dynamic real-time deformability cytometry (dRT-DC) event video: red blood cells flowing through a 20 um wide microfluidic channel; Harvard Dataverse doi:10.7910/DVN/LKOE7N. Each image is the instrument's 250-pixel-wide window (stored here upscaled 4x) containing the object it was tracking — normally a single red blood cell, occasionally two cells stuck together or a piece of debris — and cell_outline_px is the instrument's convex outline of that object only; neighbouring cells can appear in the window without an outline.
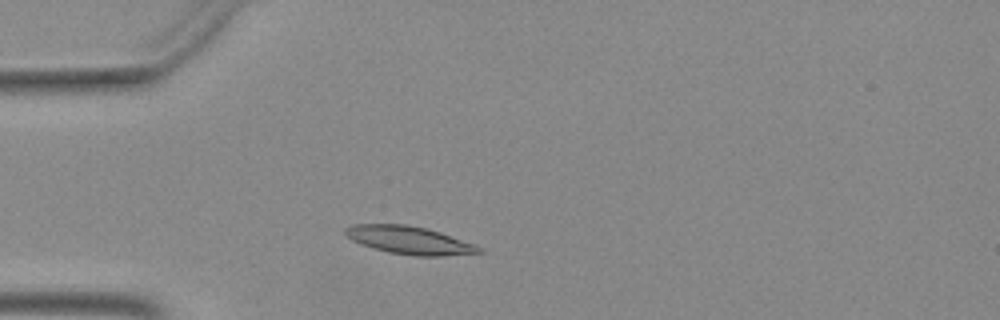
{"species": "Egyptian fruit bat (a non-hibernating species)", "species_latin": "Rousettus aegyptiacus", "temperature_condition": "warm", "stored_images_in_passage": 44, "camera_frame_rate_fps": 3000, "um_per_image_px": 0.085, "animal": {"sex": "female"}, "frame": {"image": 1, "passage_image": 7, "time_ms": 2.0, "image_size_px": [1000, 320], "cell_outline_px": [[484, 252], [440, 256], [416, 256], [388, 252], [372, 248], [360, 244], [352, 240], [344, 232], [344, 228], [352, 224], [408, 224], [428, 228], [476, 244], [484, 248]], "centroid_in_image_um": [34.81, 20.41], "position_along_channel_um": 50.2, "area_um2": 21.96}}
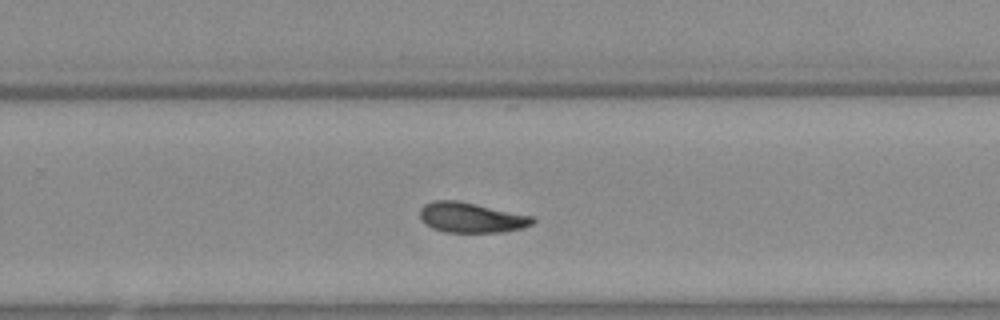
{"frame": {"image": 2, "passage_image": 26, "time_ms": 8.333, "image_size_px": [1000, 320], "cell_outline_px": [[536, 220], [532, 224], [524, 228], [504, 232], [444, 232], [432, 228], [424, 224], [420, 220], [420, 208], [424, 204], [432, 200], [456, 200], [536, 216]], "centroid_in_image_um": [40.07, 18.49], "position_along_channel_um": 289.7, "area_um2": 20.17}}
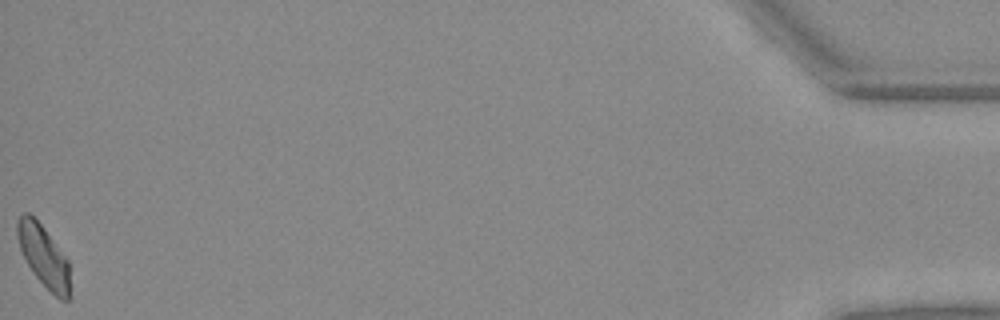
{"frame": {"image": 3, "passage_image": 44, "time_ms": 14.333, "image_size_px": [1000, 320], "cell_outline_px": [[68, 300], [60, 300], [32, 272], [20, 248], [16, 232], [16, 220], [24, 212], [28, 212], [44, 228], [68, 260]], "centroid_in_image_um": [3.67, 21.71], "position_along_channel_um": 431.5, "area_um2": 18.32}}